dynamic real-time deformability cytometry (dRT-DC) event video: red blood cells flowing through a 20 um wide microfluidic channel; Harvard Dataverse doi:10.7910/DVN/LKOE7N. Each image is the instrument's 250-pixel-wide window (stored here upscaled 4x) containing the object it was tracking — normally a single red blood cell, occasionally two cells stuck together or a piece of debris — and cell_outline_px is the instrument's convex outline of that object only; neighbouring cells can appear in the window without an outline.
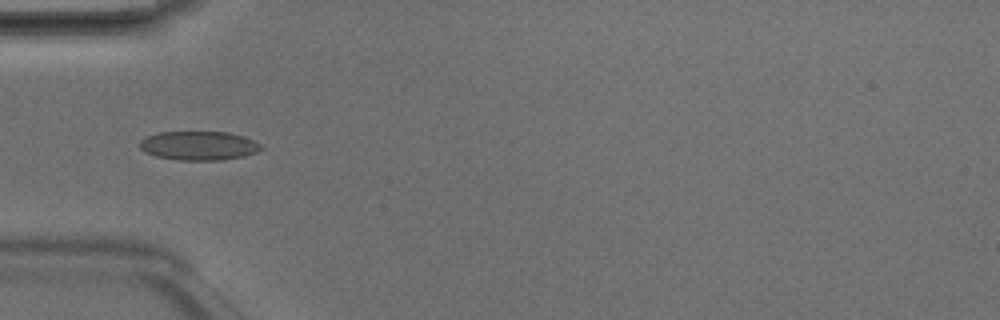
{"species": "Egyptian fruit bat (a non-hibernating species)", "species_latin": "Rousettus aegyptiacus", "temperature_condition": "room temperature", "stored_images_in_passage": 4, "camera_frame_rate_fps": 3000, "um_per_image_px": 0.085, "animal": {"sex": "male"}, "frame": {"image": 1, "passage_image": 4, "time_ms": 1.0, "image_size_px": [1000, 320], "cell_outline_px": [[264, 148], [256, 152], [244, 156], [224, 160], [180, 160], [156, 156], [144, 152], [140, 148], [140, 140], [148, 136], [160, 132], [228, 132], [244, 136], [260, 144]], "centroid_in_image_um": [16.91, 12.38], "position_along_channel_um": 68.1, "area_um2": 20.46}}